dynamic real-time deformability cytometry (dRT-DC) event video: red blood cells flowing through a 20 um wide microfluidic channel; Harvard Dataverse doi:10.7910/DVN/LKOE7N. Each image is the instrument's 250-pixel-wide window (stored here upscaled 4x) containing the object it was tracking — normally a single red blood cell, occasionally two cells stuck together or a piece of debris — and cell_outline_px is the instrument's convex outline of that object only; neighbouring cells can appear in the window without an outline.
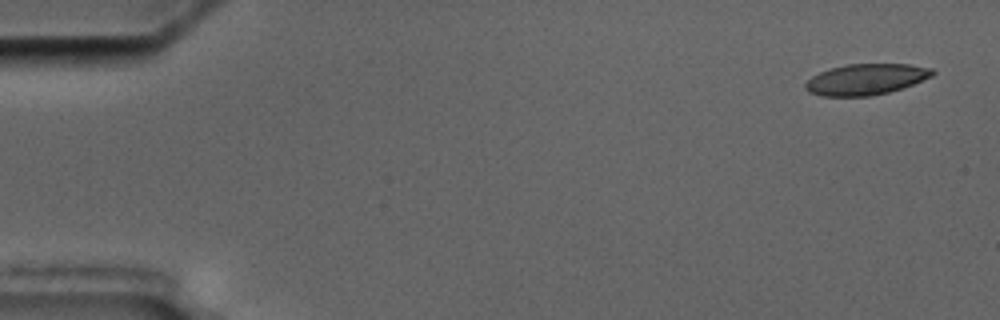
{"species": "common noctule bat (a hibernating species)", "species_latin": "Nyctalus noctula", "temperature_condition": "cold", "stored_images_in_passage": 5, "camera_frame_rate_fps": 3000, "um_per_image_px": 0.085, "animal": {"sex": "male", "body_mass_g": 17.5, "forearm_length_mm": 52.3}, "frame": {"image": 1, "passage_image": 1, "time_ms": 0.0, "image_size_px": [1000, 320], "cell_outline_px": [[936, 72], [932, 76], [912, 84], [888, 92], [868, 96], [824, 96], [808, 92], [804, 88], [804, 84], [812, 76], [828, 68], [848, 64], [908, 64], [932, 68]], "centroid_in_image_um": [73.57, 6.73], "position_along_channel_um": 11.4, "area_um2": 22.83}}
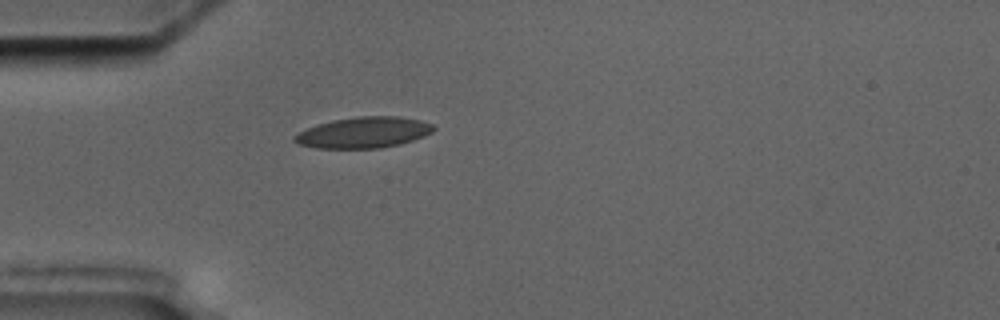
{"frame": {"image": 2, "passage_image": 5, "time_ms": 4.667, "image_size_px": [1000, 320], "cell_outline_px": [[436, 128], [432, 132], [424, 136], [400, 144], [380, 148], [316, 148], [296, 144], [292, 140], [292, 136], [316, 124], [332, 120], [356, 116], [396, 116], [420, 120], [432, 124]], "centroid_in_image_um": [30.87, 11.26], "position_along_channel_um": 54.1, "area_um2": 25.2}}